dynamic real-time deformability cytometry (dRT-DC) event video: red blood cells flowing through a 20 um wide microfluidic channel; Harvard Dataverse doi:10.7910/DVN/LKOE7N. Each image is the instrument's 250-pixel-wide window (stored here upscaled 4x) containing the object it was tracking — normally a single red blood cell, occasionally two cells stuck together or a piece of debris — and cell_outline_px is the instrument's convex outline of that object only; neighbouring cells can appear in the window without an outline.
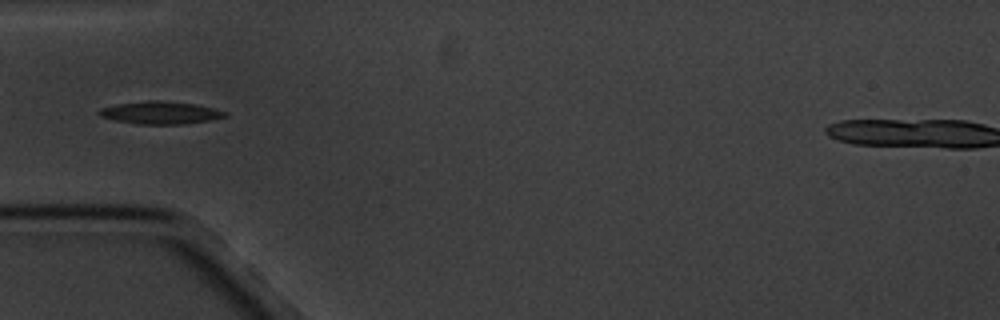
{"species": "common noctule bat (a hibernating species)", "species_latin": "Nyctalus noctula", "temperature_condition": "cold", "stored_images_in_passage": 8, "camera_frame_rate_fps": 3000, "um_per_image_px": 0.085, "animal": {"sex": "male", "body_mass_g": 20.1, "forearm_length_mm": 53.5}, "frame": {"image": 1, "passage_image": 6, "time_ms": 6.0, "image_size_px": [1000, 320], "cell_outline_px": [[228, 116], [212, 120], [184, 124], [136, 124], [116, 120], [100, 116], [96, 112], [100, 108], [116, 104], [144, 100], [160, 100], [192, 104], [212, 108], [224, 112]], "centroid_in_image_um": [13.58, 9.58], "position_along_channel_um": 71.4, "area_um2": 16.53}}
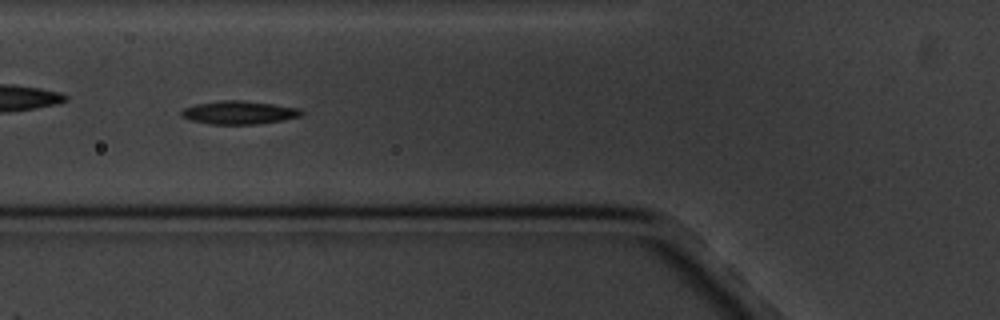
{"frame": {"image": 2, "passage_image": 7, "time_ms": 7.0, "image_size_px": [1000, 320], "cell_outline_px": [[304, 112], [300, 116], [284, 120], [256, 124], [212, 124], [192, 120], [180, 116], [180, 112], [184, 108], [196, 104], [224, 100], [240, 100], [272, 104], [300, 108]], "centroid_in_image_um": [20.33, 9.56], "position_along_channel_um": 105.5, "area_um2": 16.13}}